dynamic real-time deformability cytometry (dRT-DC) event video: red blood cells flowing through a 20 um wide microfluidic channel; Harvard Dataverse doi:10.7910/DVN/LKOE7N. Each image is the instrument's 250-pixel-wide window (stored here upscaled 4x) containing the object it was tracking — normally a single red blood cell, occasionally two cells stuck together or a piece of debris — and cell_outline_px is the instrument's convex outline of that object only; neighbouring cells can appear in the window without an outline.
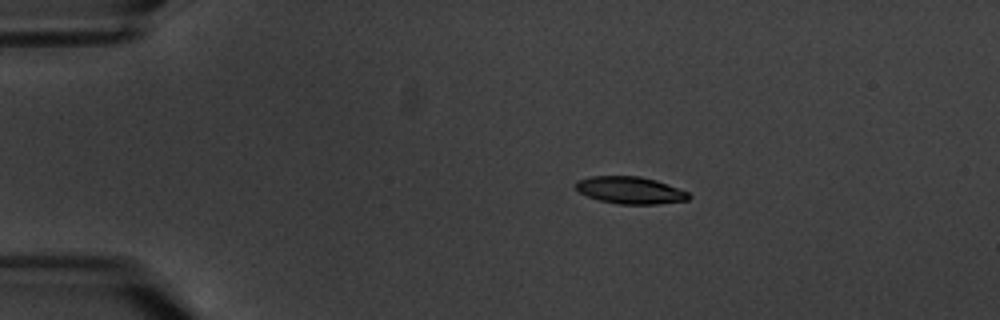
{"species": "common noctule bat (a hibernating species)", "species_latin": "Nyctalus noctula", "temperature_condition": "warm", "stored_images_in_passage": 4, "camera_frame_rate_fps": 3000, "um_per_image_px": 0.085, "animal": {"sex": "male", "body_mass_g": 20.1, "forearm_length_mm": 53.5}, "frame": {"image": 1, "passage_image": 1, "time_ms": 0.0, "image_size_px": [1000, 320], "cell_outline_px": [[692, 196], [688, 200], [660, 204], [616, 204], [600, 200], [588, 196], [580, 192], [572, 184], [576, 180], [592, 176], [640, 176], [656, 180], [688, 192]], "centroid_in_image_um": [53.55, 16.17], "position_along_channel_um": 31.4, "area_um2": 17.98}}
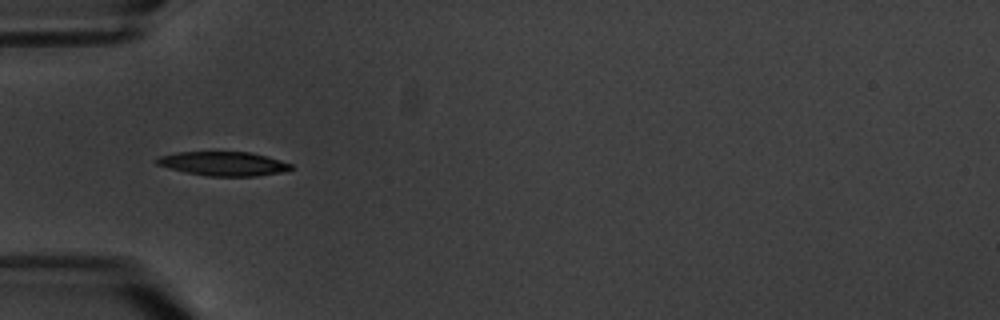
{"frame": {"image": 2, "passage_image": 3, "time_ms": 2.667, "image_size_px": [1000, 320], "cell_outline_px": [[292, 168], [280, 172], [256, 176], [208, 176], [184, 172], [156, 164], [156, 160], [160, 156], [176, 152], [248, 152], [268, 156], [292, 164]], "centroid_in_image_um": [18.98, 13.91], "position_along_channel_um": 66.0, "area_um2": 18.67}}